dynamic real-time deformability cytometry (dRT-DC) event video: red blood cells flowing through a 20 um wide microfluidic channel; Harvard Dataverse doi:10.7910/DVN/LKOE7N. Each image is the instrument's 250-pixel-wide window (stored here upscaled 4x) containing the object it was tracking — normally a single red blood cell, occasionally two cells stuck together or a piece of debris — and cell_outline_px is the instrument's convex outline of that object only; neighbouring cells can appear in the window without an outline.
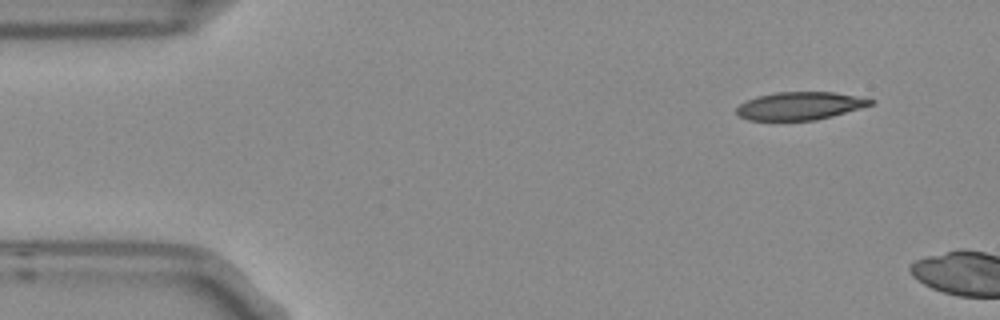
{"species": "Egyptian fruit bat (a non-hibernating species)", "species_latin": "Rousettus aegyptiacus", "temperature_condition": "room temperature", "stored_images_in_passage": 3, "camera_frame_rate_fps": 3000, "um_per_image_px": 0.085, "frame": {"image": 1, "passage_image": 1, "time_ms": 0.0, "image_size_px": [1000, 320], "cell_outline_px": [[876, 100], [872, 104], [860, 108], [832, 116], [816, 120], [748, 120], [740, 116], [736, 112], [736, 108], [740, 104], [756, 96], [776, 92], [832, 92], [856, 96]], "centroid_in_image_um": [67.98, 9.0], "position_along_channel_um": 17.0, "area_um2": 21.62}}